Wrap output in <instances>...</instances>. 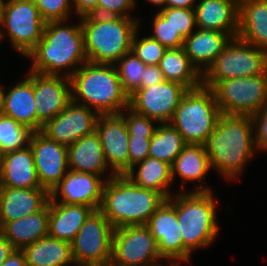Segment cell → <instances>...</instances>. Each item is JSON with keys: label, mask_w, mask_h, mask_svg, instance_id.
<instances>
[{"label": "cell", "mask_w": 267, "mask_h": 266, "mask_svg": "<svg viewBox=\"0 0 267 266\" xmlns=\"http://www.w3.org/2000/svg\"><path fill=\"white\" fill-rule=\"evenodd\" d=\"M49 201L38 212L8 223H0V233L18 250L48 236Z\"/></svg>", "instance_id": "obj_28"}, {"label": "cell", "mask_w": 267, "mask_h": 266, "mask_svg": "<svg viewBox=\"0 0 267 266\" xmlns=\"http://www.w3.org/2000/svg\"><path fill=\"white\" fill-rule=\"evenodd\" d=\"M72 101L99 115L120 114L129 107L115 65L85 62L71 76Z\"/></svg>", "instance_id": "obj_4"}, {"label": "cell", "mask_w": 267, "mask_h": 266, "mask_svg": "<svg viewBox=\"0 0 267 266\" xmlns=\"http://www.w3.org/2000/svg\"><path fill=\"white\" fill-rule=\"evenodd\" d=\"M98 117L95 110L71 101L61 113L47 121L40 132L48 139L69 147L96 130Z\"/></svg>", "instance_id": "obj_15"}, {"label": "cell", "mask_w": 267, "mask_h": 266, "mask_svg": "<svg viewBox=\"0 0 267 266\" xmlns=\"http://www.w3.org/2000/svg\"><path fill=\"white\" fill-rule=\"evenodd\" d=\"M215 196L214 191L175 192L169 198L176 206L183 246L191 254L211 247L220 235L219 201Z\"/></svg>", "instance_id": "obj_6"}, {"label": "cell", "mask_w": 267, "mask_h": 266, "mask_svg": "<svg viewBox=\"0 0 267 266\" xmlns=\"http://www.w3.org/2000/svg\"><path fill=\"white\" fill-rule=\"evenodd\" d=\"M164 261L146 225L114 229L109 266H154Z\"/></svg>", "instance_id": "obj_12"}, {"label": "cell", "mask_w": 267, "mask_h": 266, "mask_svg": "<svg viewBox=\"0 0 267 266\" xmlns=\"http://www.w3.org/2000/svg\"><path fill=\"white\" fill-rule=\"evenodd\" d=\"M137 6V0H98L94 15L140 18L131 15Z\"/></svg>", "instance_id": "obj_41"}, {"label": "cell", "mask_w": 267, "mask_h": 266, "mask_svg": "<svg viewBox=\"0 0 267 266\" xmlns=\"http://www.w3.org/2000/svg\"><path fill=\"white\" fill-rule=\"evenodd\" d=\"M43 20L47 22L72 19V0H33Z\"/></svg>", "instance_id": "obj_39"}, {"label": "cell", "mask_w": 267, "mask_h": 266, "mask_svg": "<svg viewBox=\"0 0 267 266\" xmlns=\"http://www.w3.org/2000/svg\"><path fill=\"white\" fill-rule=\"evenodd\" d=\"M106 180L92 173L68 170L49 193L53 202L83 204L99 210Z\"/></svg>", "instance_id": "obj_17"}, {"label": "cell", "mask_w": 267, "mask_h": 266, "mask_svg": "<svg viewBox=\"0 0 267 266\" xmlns=\"http://www.w3.org/2000/svg\"><path fill=\"white\" fill-rule=\"evenodd\" d=\"M165 81L164 75L158 65L146 66L143 79L140 82L141 88H149Z\"/></svg>", "instance_id": "obj_44"}, {"label": "cell", "mask_w": 267, "mask_h": 266, "mask_svg": "<svg viewBox=\"0 0 267 266\" xmlns=\"http://www.w3.org/2000/svg\"><path fill=\"white\" fill-rule=\"evenodd\" d=\"M151 22L152 30L148 34L151 38L157 40L166 49L183 47L184 38L159 12H155Z\"/></svg>", "instance_id": "obj_37"}, {"label": "cell", "mask_w": 267, "mask_h": 266, "mask_svg": "<svg viewBox=\"0 0 267 266\" xmlns=\"http://www.w3.org/2000/svg\"><path fill=\"white\" fill-rule=\"evenodd\" d=\"M68 167L71 171L102 176L105 180L115 175L106 163L101 140L96 131L83 136L68 147Z\"/></svg>", "instance_id": "obj_23"}, {"label": "cell", "mask_w": 267, "mask_h": 266, "mask_svg": "<svg viewBox=\"0 0 267 266\" xmlns=\"http://www.w3.org/2000/svg\"><path fill=\"white\" fill-rule=\"evenodd\" d=\"M0 266H27L23 251L15 249Z\"/></svg>", "instance_id": "obj_46"}, {"label": "cell", "mask_w": 267, "mask_h": 266, "mask_svg": "<svg viewBox=\"0 0 267 266\" xmlns=\"http://www.w3.org/2000/svg\"><path fill=\"white\" fill-rule=\"evenodd\" d=\"M114 229L104 214L100 210H95L71 242L74 264L109 266Z\"/></svg>", "instance_id": "obj_11"}, {"label": "cell", "mask_w": 267, "mask_h": 266, "mask_svg": "<svg viewBox=\"0 0 267 266\" xmlns=\"http://www.w3.org/2000/svg\"><path fill=\"white\" fill-rule=\"evenodd\" d=\"M140 27L136 32L132 40L131 51L146 65H159L161 58L167 50L157 40L151 38L149 35H140Z\"/></svg>", "instance_id": "obj_36"}, {"label": "cell", "mask_w": 267, "mask_h": 266, "mask_svg": "<svg viewBox=\"0 0 267 266\" xmlns=\"http://www.w3.org/2000/svg\"><path fill=\"white\" fill-rule=\"evenodd\" d=\"M5 89H6L5 85L3 86L0 83V113L3 112Z\"/></svg>", "instance_id": "obj_50"}, {"label": "cell", "mask_w": 267, "mask_h": 266, "mask_svg": "<svg viewBox=\"0 0 267 266\" xmlns=\"http://www.w3.org/2000/svg\"><path fill=\"white\" fill-rule=\"evenodd\" d=\"M101 140L108 167L115 174L128 171L129 132L120 114L99 115L95 130Z\"/></svg>", "instance_id": "obj_19"}, {"label": "cell", "mask_w": 267, "mask_h": 266, "mask_svg": "<svg viewBox=\"0 0 267 266\" xmlns=\"http://www.w3.org/2000/svg\"><path fill=\"white\" fill-rule=\"evenodd\" d=\"M146 226L155 238L159 253L165 261L189 264L192 254L183 246L176 206L169 199L155 211Z\"/></svg>", "instance_id": "obj_14"}, {"label": "cell", "mask_w": 267, "mask_h": 266, "mask_svg": "<svg viewBox=\"0 0 267 266\" xmlns=\"http://www.w3.org/2000/svg\"><path fill=\"white\" fill-rule=\"evenodd\" d=\"M34 102L37 106L38 132L72 101L70 77L34 72Z\"/></svg>", "instance_id": "obj_18"}, {"label": "cell", "mask_w": 267, "mask_h": 266, "mask_svg": "<svg viewBox=\"0 0 267 266\" xmlns=\"http://www.w3.org/2000/svg\"><path fill=\"white\" fill-rule=\"evenodd\" d=\"M198 0H167L166 7L194 9Z\"/></svg>", "instance_id": "obj_48"}, {"label": "cell", "mask_w": 267, "mask_h": 266, "mask_svg": "<svg viewBox=\"0 0 267 266\" xmlns=\"http://www.w3.org/2000/svg\"><path fill=\"white\" fill-rule=\"evenodd\" d=\"M187 91L182 84L165 80L155 86L138 89L129 97V108L158 123H169Z\"/></svg>", "instance_id": "obj_13"}, {"label": "cell", "mask_w": 267, "mask_h": 266, "mask_svg": "<svg viewBox=\"0 0 267 266\" xmlns=\"http://www.w3.org/2000/svg\"><path fill=\"white\" fill-rule=\"evenodd\" d=\"M159 13L184 39L197 29L194 9L166 7Z\"/></svg>", "instance_id": "obj_38"}, {"label": "cell", "mask_w": 267, "mask_h": 266, "mask_svg": "<svg viewBox=\"0 0 267 266\" xmlns=\"http://www.w3.org/2000/svg\"><path fill=\"white\" fill-rule=\"evenodd\" d=\"M237 38L267 51V0H239Z\"/></svg>", "instance_id": "obj_29"}, {"label": "cell", "mask_w": 267, "mask_h": 266, "mask_svg": "<svg viewBox=\"0 0 267 266\" xmlns=\"http://www.w3.org/2000/svg\"><path fill=\"white\" fill-rule=\"evenodd\" d=\"M32 133L28 127L0 113V151L3 154L29 146Z\"/></svg>", "instance_id": "obj_34"}, {"label": "cell", "mask_w": 267, "mask_h": 266, "mask_svg": "<svg viewBox=\"0 0 267 266\" xmlns=\"http://www.w3.org/2000/svg\"><path fill=\"white\" fill-rule=\"evenodd\" d=\"M0 187L43 188L37 178L30 145L3 154Z\"/></svg>", "instance_id": "obj_27"}, {"label": "cell", "mask_w": 267, "mask_h": 266, "mask_svg": "<svg viewBox=\"0 0 267 266\" xmlns=\"http://www.w3.org/2000/svg\"><path fill=\"white\" fill-rule=\"evenodd\" d=\"M26 72V77L6 87L2 113L33 132H38L37 106L34 102V72L30 70Z\"/></svg>", "instance_id": "obj_21"}, {"label": "cell", "mask_w": 267, "mask_h": 266, "mask_svg": "<svg viewBox=\"0 0 267 266\" xmlns=\"http://www.w3.org/2000/svg\"><path fill=\"white\" fill-rule=\"evenodd\" d=\"M146 2H148L149 4L151 3L153 7H157L156 12H160L161 10L166 8L167 0H147Z\"/></svg>", "instance_id": "obj_49"}, {"label": "cell", "mask_w": 267, "mask_h": 266, "mask_svg": "<svg viewBox=\"0 0 267 266\" xmlns=\"http://www.w3.org/2000/svg\"><path fill=\"white\" fill-rule=\"evenodd\" d=\"M158 66L167 81L180 83L188 90L202 86V74L191 63L183 47L167 49Z\"/></svg>", "instance_id": "obj_32"}, {"label": "cell", "mask_w": 267, "mask_h": 266, "mask_svg": "<svg viewBox=\"0 0 267 266\" xmlns=\"http://www.w3.org/2000/svg\"><path fill=\"white\" fill-rule=\"evenodd\" d=\"M213 171L235 182L258 153L251 116L221 115L205 144Z\"/></svg>", "instance_id": "obj_1"}, {"label": "cell", "mask_w": 267, "mask_h": 266, "mask_svg": "<svg viewBox=\"0 0 267 266\" xmlns=\"http://www.w3.org/2000/svg\"><path fill=\"white\" fill-rule=\"evenodd\" d=\"M94 211L83 204L58 203L49 198L48 236L71 243Z\"/></svg>", "instance_id": "obj_26"}, {"label": "cell", "mask_w": 267, "mask_h": 266, "mask_svg": "<svg viewBox=\"0 0 267 266\" xmlns=\"http://www.w3.org/2000/svg\"><path fill=\"white\" fill-rule=\"evenodd\" d=\"M2 159H3V153L0 151V176H1V170H2Z\"/></svg>", "instance_id": "obj_53"}, {"label": "cell", "mask_w": 267, "mask_h": 266, "mask_svg": "<svg viewBox=\"0 0 267 266\" xmlns=\"http://www.w3.org/2000/svg\"><path fill=\"white\" fill-rule=\"evenodd\" d=\"M114 65L122 89L130 97L139 89L146 65L132 51L124 54Z\"/></svg>", "instance_id": "obj_35"}, {"label": "cell", "mask_w": 267, "mask_h": 266, "mask_svg": "<svg viewBox=\"0 0 267 266\" xmlns=\"http://www.w3.org/2000/svg\"><path fill=\"white\" fill-rule=\"evenodd\" d=\"M120 115L125 120L129 135L153 136L159 124L154 119L138 114L129 107L125 108Z\"/></svg>", "instance_id": "obj_40"}, {"label": "cell", "mask_w": 267, "mask_h": 266, "mask_svg": "<svg viewBox=\"0 0 267 266\" xmlns=\"http://www.w3.org/2000/svg\"><path fill=\"white\" fill-rule=\"evenodd\" d=\"M15 248L10 241L0 233V265L13 253Z\"/></svg>", "instance_id": "obj_47"}, {"label": "cell", "mask_w": 267, "mask_h": 266, "mask_svg": "<svg viewBox=\"0 0 267 266\" xmlns=\"http://www.w3.org/2000/svg\"><path fill=\"white\" fill-rule=\"evenodd\" d=\"M187 145L182 135L170 123H159L150 138L148 157L158 159L171 165Z\"/></svg>", "instance_id": "obj_33"}, {"label": "cell", "mask_w": 267, "mask_h": 266, "mask_svg": "<svg viewBox=\"0 0 267 266\" xmlns=\"http://www.w3.org/2000/svg\"><path fill=\"white\" fill-rule=\"evenodd\" d=\"M181 264H182L181 262H177V261H164V262H161V264L159 263L154 266H181Z\"/></svg>", "instance_id": "obj_51"}, {"label": "cell", "mask_w": 267, "mask_h": 266, "mask_svg": "<svg viewBox=\"0 0 267 266\" xmlns=\"http://www.w3.org/2000/svg\"><path fill=\"white\" fill-rule=\"evenodd\" d=\"M125 175L138 186L160 193L166 200L176 192L172 189L171 165L164 161L146 157L134 164Z\"/></svg>", "instance_id": "obj_30"}, {"label": "cell", "mask_w": 267, "mask_h": 266, "mask_svg": "<svg viewBox=\"0 0 267 266\" xmlns=\"http://www.w3.org/2000/svg\"><path fill=\"white\" fill-rule=\"evenodd\" d=\"M254 141L258 153L267 152V103L252 116Z\"/></svg>", "instance_id": "obj_42"}, {"label": "cell", "mask_w": 267, "mask_h": 266, "mask_svg": "<svg viewBox=\"0 0 267 266\" xmlns=\"http://www.w3.org/2000/svg\"><path fill=\"white\" fill-rule=\"evenodd\" d=\"M49 198L45 188L0 187V223H8L40 211Z\"/></svg>", "instance_id": "obj_24"}, {"label": "cell", "mask_w": 267, "mask_h": 266, "mask_svg": "<svg viewBox=\"0 0 267 266\" xmlns=\"http://www.w3.org/2000/svg\"><path fill=\"white\" fill-rule=\"evenodd\" d=\"M194 10L197 29L216 30L237 37L239 0H198Z\"/></svg>", "instance_id": "obj_22"}, {"label": "cell", "mask_w": 267, "mask_h": 266, "mask_svg": "<svg viewBox=\"0 0 267 266\" xmlns=\"http://www.w3.org/2000/svg\"><path fill=\"white\" fill-rule=\"evenodd\" d=\"M29 145L41 187L49 193L69 170L68 147L48 139L41 132H33Z\"/></svg>", "instance_id": "obj_16"}, {"label": "cell", "mask_w": 267, "mask_h": 266, "mask_svg": "<svg viewBox=\"0 0 267 266\" xmlns=\"http://www.w3.org/2000/svg\"><path fill=\"white\" fill-rule=\"evenodd\" d=\"M4 2H5V0H0V20L2 17V13H3Z\"/></svg>", "instance_id": "obj_52"}, {"label": "cell", "mask_w": 267, "mask_h": 266, "mask_svg": "<svg viewBox=\"0 0 267 266\" xmlns=\"http://www.w3.org/2000/svg\"><path fill=\"white\" fill-rule=\"evenodd\" d=\"M46 22L33 0H5L0 20V44L6 38L23 58L41 40Z\"/></svg>", "instance_id": "obj_9"}, {"label": "cell", "mask_w": 267, "mask_h": 266, "mask_svg": "<svg viewBox=\"0 0 267 266\" xmlns=\"http://www.w3.org/2000/svg\"><path fill=\"white\" fill-rule=\"evenodd\" d=\"M221 115L213 91L202 85L183 95L169 123L187 144L205 145Z\"/></svg>", "instance_id": "obj_7"}, {"label": "cell", "mask_w": 267, "mask_h": 266, "mask_svg": "<svg viewBox=\"0 0 267 266\" xmlns=\"http://www.w3.org/2000/svg\"><path fill=\"white\" fill-rule=\"evenodd\" d=\"M231 39L227 33L196 29L184 39L183 48L191 63L203 74Z\"/></svg>", "instance_id": "obj_25"}, {"label": "cell", "mask_w": 267, "mask_h": 266, "mask_svg": "<svg viewBox=\"0 0 267 266\" xmlns=\"http://www.w3.org/2000/svg\"><path fill=\"white\" fill-rule=\"evenodd\" d=\"M166 199L158 192L142 188L125 174L106 180L99 210L117 229L146 225Z\"/></svg>", "instance_id": "obj_3"}, {"label": "cell", "mask_w": 267, "mask_h": 266, "mask_svg": "<svg viewBox=\"0 0 267 266\" xmlns=\"http://www.w3.org/2000/svg\"><path fill=\"white\" fill-rule=\"evenodd\" d=\"M74 16L81 18L94 14L98 7V0H72Z\"/></svg>", "instance_id": "obj_45"}, {"label": "cell", "mask_w": 267, "mask_h": 266, "mask_svg": "<svg viewBox=\"0 0 267 266\" xmlns=\"http://www.w3.org/2000/svg\"><path fill=\"white\" fill-rule=\"evenodd\" d=\"M69 20L45 24L41 40L26 57L32 62L30 71L70 77L87 62L81 18L75 24Z\"/></svg>", "instance_id": "obj_2"}, {"label": "cell", "mask_w": 267, "mask_h": 266, "mask_svg": "<svg viewBox=\"0 0 267 266\" xmlns=\"http://www.w3.org/2000/svg\"><path fill=\"white\" fill-rule=\"evenodd\" d=\"M142 19L133 17L87 15L81 17L87 61L114 65L131 52L135 32Z\"/></svg>", "instance_id": "obj_5"}, {"label": "cell", "mask_w": 267, "mask_h": 266, "mask_svg": "<svg viewBox=\"0 0 267 266\" xmlns=\"http://www.w3.org/2000/svg\"><path fill=\"white\" fill-rule=\"evenodd\" d=\"M27 266H76L71 254V243L49 236L22 249Z\"/></svg>", "instance_id": "obj_31"}, {"label": "cell", "mask_w": 267, "mask_h": 266, "mask_svg": "<svg viewBox=\"0 0 267 266\" xmlns=\"http://www.w3.org/2000/svg\"><path fill=\"white\" fill-rule=\"evenodd\" d=\"M211 90L223 115L252 116L267 103V75L223 80Z\"/></svg>", "instance_id": "obj_10"}, {"label": "cell", "mask_w": 267, "mask_h": 266, "mask_svg": "<svg viewBox=\"0 0 267 266\" xmlns=\"http://www.w3.org/2000/svg\"><path fill=\"white\" fill-rule=\"evenodd\" d=\"M171 169L173 185L175 186L177 179L183 181L179 183L180 188L176 190V192L214 191L212 187L204 181L208 173L210 174V171H212L205 145L187 144L175 158ZM186 182L188 184L190 182L194 183L192 185L193 189L189 187V190H184L183 188H185L184 185ZM196 184H198V186Z\"/></svg>", "instance_id": "obj_20"}, {"label": "cell", "mask_w": 267, "mask_h": 266, "mask_svg": "<svg viewBox=\"0 0 267 266\" xmlns=\"http://www.w3.org/2000/svg\"><path fill=\"white\" fill-rule=\"evenodd\" d=\"M267 75V51L235 37L202 74V85L211 89L217 82Z\"/></svg>", "instance_id": "obj_8"}, {"label": "cell", "mask_w": 267, "mask_h": 266, "mask_svg": "<svg viewBox=\"0 0 267 266\" xmlns=\"http://www.w3.org/2000/svg\"><path fill=\"white\" fill-rule=\"evenodd\" d=\"M152 136L129 135L128 170L149 155L150 138Z\"/></svg>", "instance_id": "obj_43"}]
</instances>
